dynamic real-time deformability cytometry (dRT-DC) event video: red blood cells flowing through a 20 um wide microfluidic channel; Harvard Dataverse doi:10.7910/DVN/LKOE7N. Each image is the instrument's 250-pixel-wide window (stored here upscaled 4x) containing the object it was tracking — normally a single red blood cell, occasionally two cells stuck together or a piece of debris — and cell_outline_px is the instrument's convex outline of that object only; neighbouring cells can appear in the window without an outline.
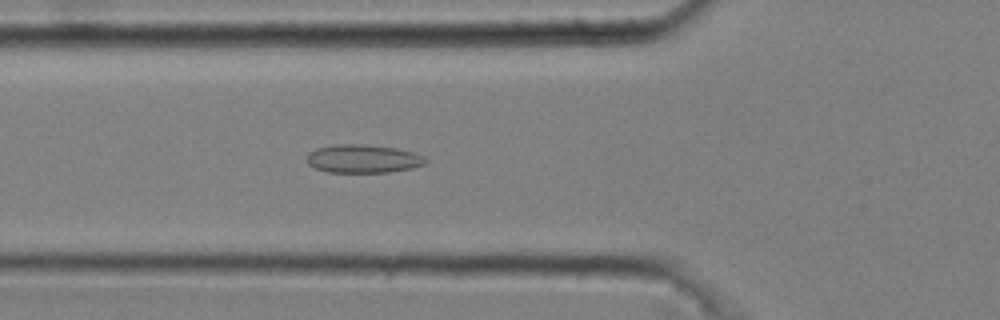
{"species": "common noctule bat (a hibernating species)", "species_latin": "Nyctalus noctula", "temperature_condition": "cold", "stored_images_in_passage": 51, "camera_frame_rate_fps": 3000, "um_per_image_px": 0.085, "animal": {"sex": "male", "body_mass_g": 20.4}, "frame": {"image": 1, "passage_image": 18, "time_ms": 5.667, "image_size_px": [1000, 320], "cell_outline_px": [[428, 160], [424, 164], [412, 168], [388, 172], [328, 172], [316, 168], [308, 164], [308, 152], [316, 148], [336, 144], [364, 144], [396, 148], [412, 152], [424, 156]], "centroid_in_image_um": [30.86, 13.49], "position_along_channel_um": 94.9, "area_um2": 19.54}}
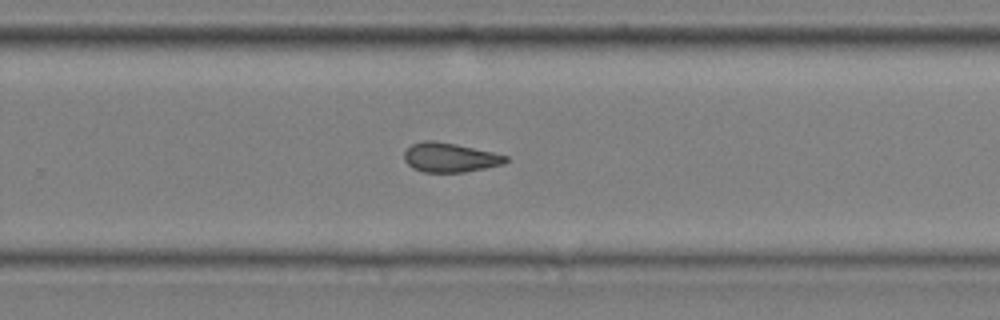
{"frame": {"image": 2, "passage_image": 34, "time_ms": 11.0, "image_size_px": [1000, 320], "cell_outline_px": [[508, 160], [504, 164], [464, 172], [424, 172], [412, 168], [404, 160], [404, 152], [412, 144], [424, 140], [436, 140], [456, 144], [492, 152], [508, 156]], "centroid_in_image_um": [38.22, 13.38], "position_along_channel_um": 291.6, "area_um2": 17.34}}
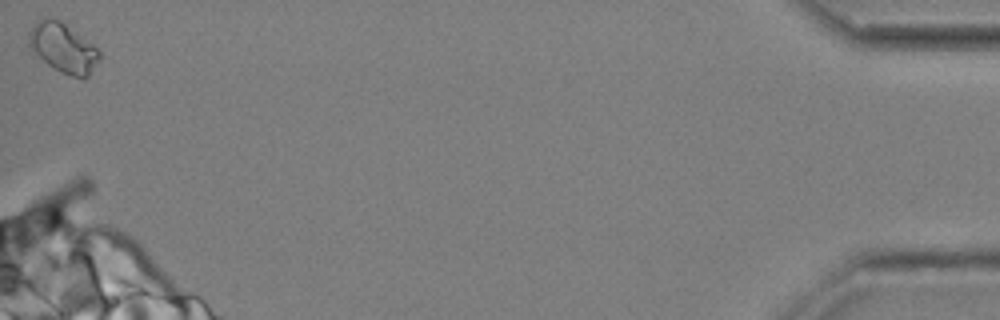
{"frame": {"image": 3, "passage_image": 51, "time_ms": 16.667, "image_size_px": [1000, 320], "cell_outline_px": [[100, 60], [88, 76], [84, 80], [60, 72], [48, 64], [28, 44], [28, 32], [40, 20], [60, 20], [92, 44], [100, 52]], "centroid_in_image_um": [5.41, 4.12], "position_along_channel_um": 429.8, "area_um2": 19.71}, "authors_computed_cell_mechanics": {"area_um2": 18.0336, "velocity_mm_per_s": 3.6891, "shape_relaxation_time_tau1_ms": null, "shape_relaxation_time_tau2_ms": 4.1906, "deformation_change_tau1": null, "deformation_change_tau2": 0.1071}}